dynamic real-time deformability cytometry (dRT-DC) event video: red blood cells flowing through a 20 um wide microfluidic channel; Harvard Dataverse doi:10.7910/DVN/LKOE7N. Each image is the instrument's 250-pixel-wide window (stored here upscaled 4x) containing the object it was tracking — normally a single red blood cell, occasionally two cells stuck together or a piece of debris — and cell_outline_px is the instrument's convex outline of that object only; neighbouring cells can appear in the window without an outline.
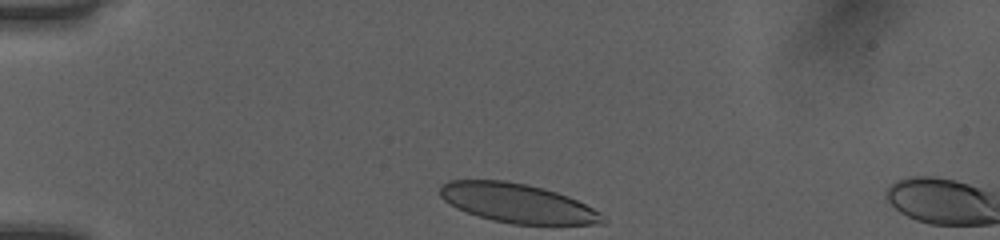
{"species": "human", "species_latin": "Homo sapiens", "temperature_condition": "room temperature", "stored_images_in_passage": 3, "camera_frame_rate_fps": 3000, "um_per_image_px": 0.085, "donor": {"sex": "female"}, "frame": {"image": 1, "passage_image": 1, "time_ms": 0.0, "image_size_px": [1000, 240], "cell_outline_px": [[608, 220], [604, 224], [512, 224], [492, 220], [456, 208], [444, 200], [440, 196], [440, 184], [448, 180], [504, 180], [524, 184], [556, 192], [568, 196], [600, 212]], "centroid_in_image_um": [43.97, 17.27], "position_along_channel_um": 41.0, "area_um2": 36.88}}